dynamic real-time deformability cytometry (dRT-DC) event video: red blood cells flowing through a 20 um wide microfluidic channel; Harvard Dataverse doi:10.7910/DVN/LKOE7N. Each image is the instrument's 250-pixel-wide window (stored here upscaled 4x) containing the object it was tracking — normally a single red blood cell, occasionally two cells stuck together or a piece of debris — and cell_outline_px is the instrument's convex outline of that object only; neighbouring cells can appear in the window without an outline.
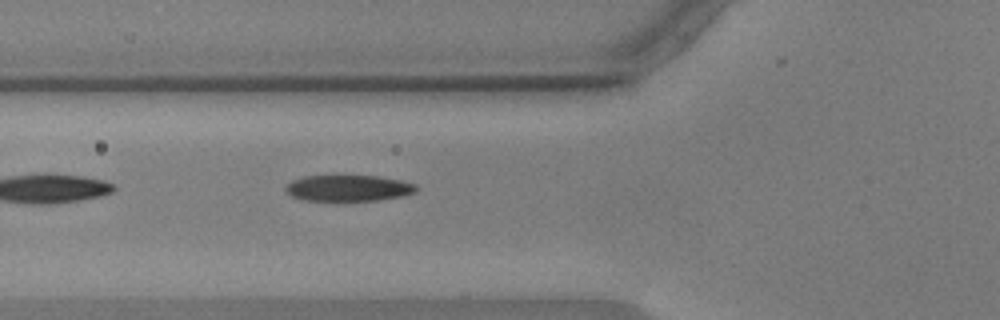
{"species": "common noctule bat (a hibernating species)", "species_latin": "Nyctalus noctula", "temperature_condition": "warm", "stored_images_in_passage": 8, "camera_frame_rate_fps": 3000, "um_per_image_px": 0.085, "animal": {"sex": "male", "body_mass_g": 17.9, "forearm_length_mm": 54.2}, "frame": {"image": 1, "passage_image": 4, "time_ms": 1.0, "image_size_px": [1000, 320], "cell_outline_px": [[420, 188], [416, 192], [404, 196], [380, 200], [336, 204], [304, 200], [292, 196], [284, 188], [292, 180], [304, 176], [376, 176], [400, 180], [416, 184]], "centroid_in_image_um": [29.63, 16.05], "position_along_channel_um": 96.2, "area_um2": 20.92}}